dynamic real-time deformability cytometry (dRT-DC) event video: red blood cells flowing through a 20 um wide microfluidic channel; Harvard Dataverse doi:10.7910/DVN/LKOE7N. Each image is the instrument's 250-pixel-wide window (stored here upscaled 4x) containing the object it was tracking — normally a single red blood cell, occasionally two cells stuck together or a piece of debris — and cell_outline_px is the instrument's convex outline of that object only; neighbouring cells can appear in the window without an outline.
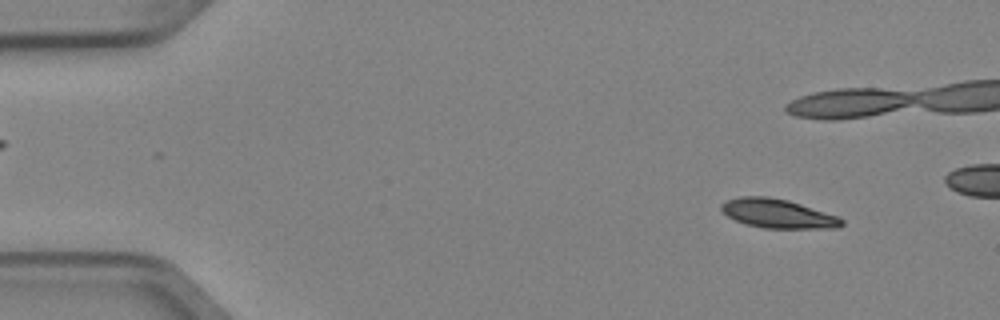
{"species": "Egyptian fruit bat (a non-hibernating species)", "species_latin": "Rousettus aegyptiacus", "temperature_condition": "cold", "stored_images_in_passage": 5, "segment_of_instrument_passage": [2, 2], "camera_frame_rate_fps": 3000, "um_per_image_px": 0.085, "animal": {"sex": "female"}, "frame": {"image": 1, "passage_image": 5, "time_ms": 1.333, "image_size_px": [1000, 320], "cell_outline_px": [[844, 224], [840, 228], [764, 228], [744, 224], [728, 216], [720, 208], [720, 204], [728, 200], [740, 196], [768, 196], [788, 200], [836, 216], [844, 220]], "centroid_in_image_um": [66.1, 18.16], "position_along_channel_um": 18.9, "area_um2": 20.23}}